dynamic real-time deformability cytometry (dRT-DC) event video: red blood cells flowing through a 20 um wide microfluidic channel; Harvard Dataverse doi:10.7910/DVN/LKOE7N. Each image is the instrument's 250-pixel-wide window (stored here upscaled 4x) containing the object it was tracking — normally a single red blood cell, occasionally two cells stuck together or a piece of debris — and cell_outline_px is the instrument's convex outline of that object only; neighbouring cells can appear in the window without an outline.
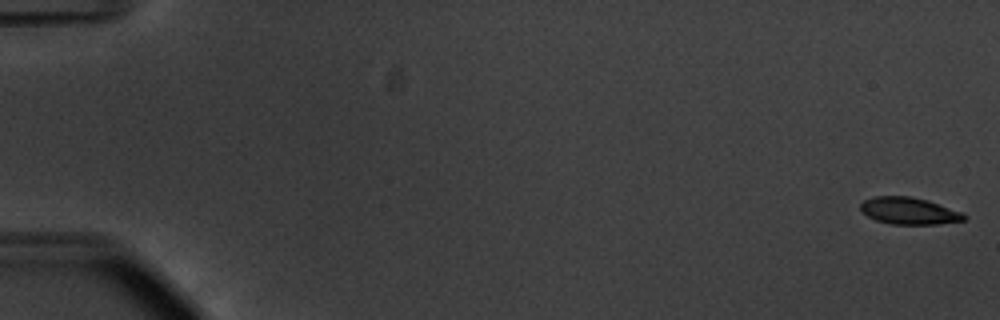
{"species": "common noctule bat (a hibernating species)", "species_latin": "Nyctalus noctula", "temperature_condition": "warm", "stored_images_in_passage": 55, "camera_frame_rate_fps": 3000, "um_per_image_px": 0.085, "animal": {"sex": "male", "body_mass_g": 20.1, "forearm_length_mm": 53.5}, "frame": {"image": 1, "passage_image": 1, "time_ms": 0.0, "image_size_px": [1000, 320], "cell_outline_px": [[968, 216], [964, 220], [940, 224], [892, 224], [876, 220], [860, 212], [860, 204], [864, 200], [872, 196], [908, 196], [928, 200], [964, 212]], "centroid_in_image_um": [77.28, 17.92], "position_along_channel_um": 7.7, "area_um2": 16.47}}
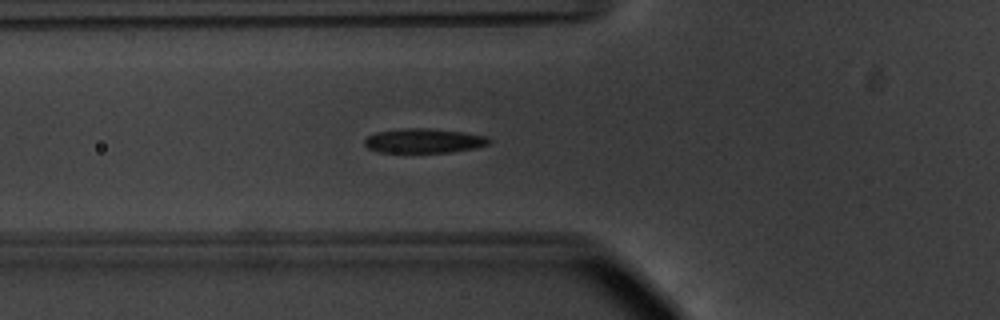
{"frame": {"image": 2, "passage_image": 21, "time_ms": 6.667, "image_size_px": [1000, 320], "cell_outline_px": [[492, 140], [488, 144], [476, 148], [452, 152], [380, 152], [368, 148], [364, 144], [364, 140], [368, 136], [376, 132], [404, 128], [428, 128], [460, 132], [488, 136]], "centroid_in_image_um": [36.04, 11.96], "position_along_channel_um": 89.8, "area_um2": 17.69}}
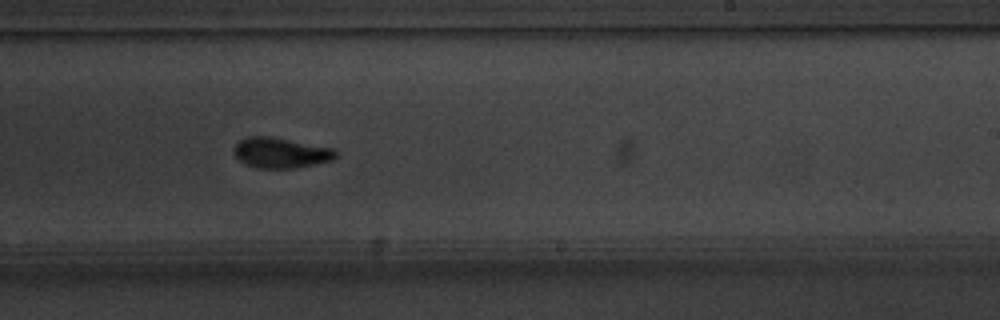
{"frame": {"image": 3, "passage_image": 35, "time_ms": 11.333, "image_size_px": [1000, 320], "cell_outline_px": [[336, 156], [332, 160], [296, 168], [256, 168], [240, 160], [236, 156], [232, 148], [240, 140], [248, 136], [268, 136], [332, 148], [336, 152]], "centroid_in_image_um": [23.83, 12.99], "position_along_channel_um": 265.2, "area_um2": 17.74}, "authors_computed_cell_mechanics": {"area_um2": 17.5712, "velocity_mm_per_s": 3.7526, "shape_relaxation_time_tau1_ms": 3.2272, "shape_relaxation_time_tau2_ms": null, "deformation_change_tau1": 0.1577, "deformation_change_tau2": null}}